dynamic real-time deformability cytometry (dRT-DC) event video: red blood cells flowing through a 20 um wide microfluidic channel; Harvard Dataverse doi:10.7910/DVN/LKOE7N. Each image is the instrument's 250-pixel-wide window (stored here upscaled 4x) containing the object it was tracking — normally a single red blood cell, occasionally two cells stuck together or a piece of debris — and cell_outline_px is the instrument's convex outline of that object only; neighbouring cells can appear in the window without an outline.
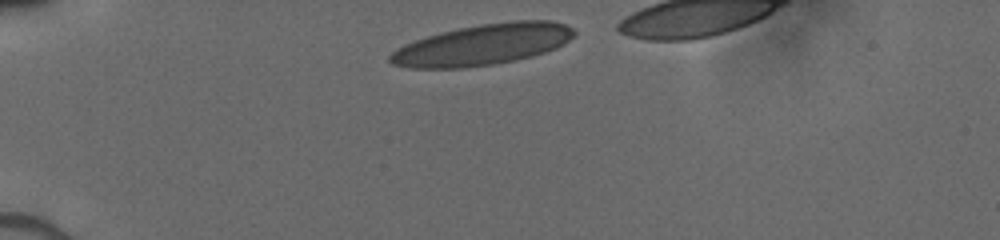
{"species": "human", "species_latin": "Homo sapiens", "temperature_condition": "cold", "stored_images_in_passage": 7, "segment_of_instrument_passage": [1, 2], "camera_frame_rate_fps": 3000, "um_per_image_px": 0.085, "donor": {"sex": "male"}, "frame": {"image": 1, "passage_image": 1, "time_ms": 0.0, "image_size_px": [1000, 240], "cell_outline_px": [[576, 32], [564, 44], [556, 48], [532, 56], [516, 60], [492, 64], [464, 68], [412, 68], [392, 64], [388, 60], [388, 56], [396, 48], [404, 44], [440, 32], [480, 24], [512, 20], [552, 20], [564, 24], [572, 28]], "centroid_in_image_um": [41.02, 3.79], "position_along_channel_um": 44.0, "area_um2": 43.87}}
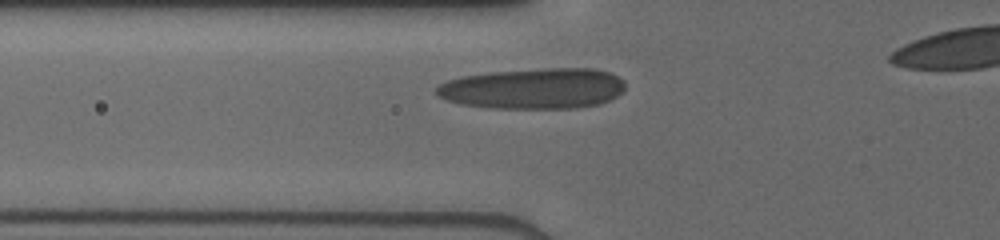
{"frame": {"image": 2, "passage_image": 5, "time_ms": 2.0, "image_size_px": [1000, 240], "cell_outline_px": [[624, 88], [616, 96], [600, 104], [580, 108], [488, 108], [460, 104], [436, 96], [436, 88], [440, 84], [448, 80], [460, 76], [488, 72], [540, 68], [592, 68], [608, 72], [624, 80]], "centroid_in_image_um": [45.32, 7.52], "position_along_channel_um": 80.5, "area_um2": 45.08}}